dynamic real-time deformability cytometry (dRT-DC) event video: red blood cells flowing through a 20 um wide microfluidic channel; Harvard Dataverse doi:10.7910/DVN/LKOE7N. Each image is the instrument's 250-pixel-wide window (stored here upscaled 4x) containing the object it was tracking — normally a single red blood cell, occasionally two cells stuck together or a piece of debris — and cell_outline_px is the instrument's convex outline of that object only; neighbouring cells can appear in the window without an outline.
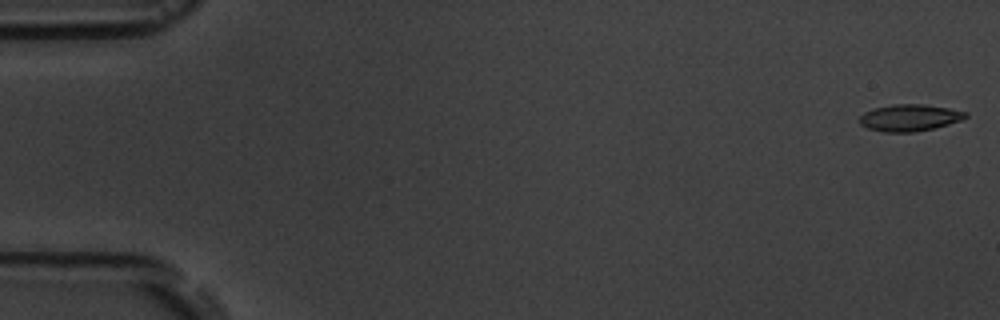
{"species": "common noctule bat (a hibernating species)", "species_latin": "Nyctalus noctula", "temperature_condition": "room temperature", "stored_images_in_passage": 4, "camera_frame_rate_fps": 3000, "um_per_image_px": 0.085, "animal": {"sex": "male", "body_mass_g": 19.5, "forearm_length_mm": 54.6}, "frame": {"image": 1, "passage_image": 1, "time_ms": 0.0, "image_size_px": [1000, 320], "cell_outline_px": [[968, 116], [960, 120], [948, 124], [916, 132], [884, 132], [868, 128], [860, 124], [860, 116], [864, 112], [872, 108], [892, 104], [924, 104], [948, 108], [968, 112]], "centroid_in_image_um": [77.29, 10.0], "position_along_channel_um": 7.7, "area_um2": 16.53}}
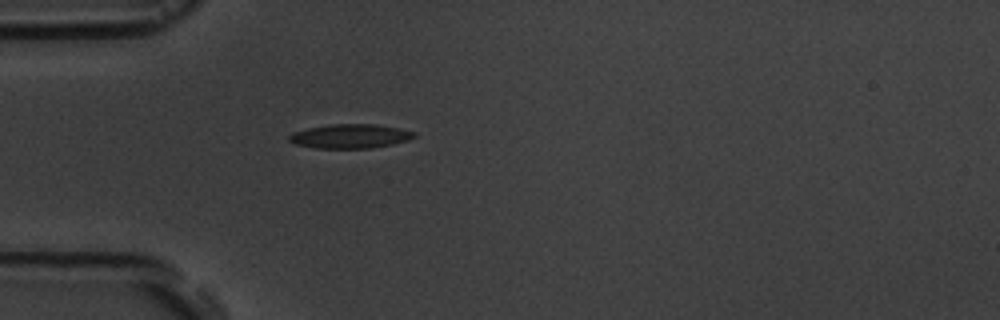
{"frame": {"image": 2, "passage_image": 4, "time_ms": 5.0, "image_size_px": [1000, 320], "cell_outline_px": [[416, 136], [408, 140], [392, 144], [372, 148], [316, 148], [296, 144], [288, 140], [288, 136], [292, 132], [308, 128], [332, 124], [376, 124], [416, 132]], "centroid_in_image_um": [29.75, 11.58], "position_along_channel_um": 55.2, "area_um2": 17.51}}